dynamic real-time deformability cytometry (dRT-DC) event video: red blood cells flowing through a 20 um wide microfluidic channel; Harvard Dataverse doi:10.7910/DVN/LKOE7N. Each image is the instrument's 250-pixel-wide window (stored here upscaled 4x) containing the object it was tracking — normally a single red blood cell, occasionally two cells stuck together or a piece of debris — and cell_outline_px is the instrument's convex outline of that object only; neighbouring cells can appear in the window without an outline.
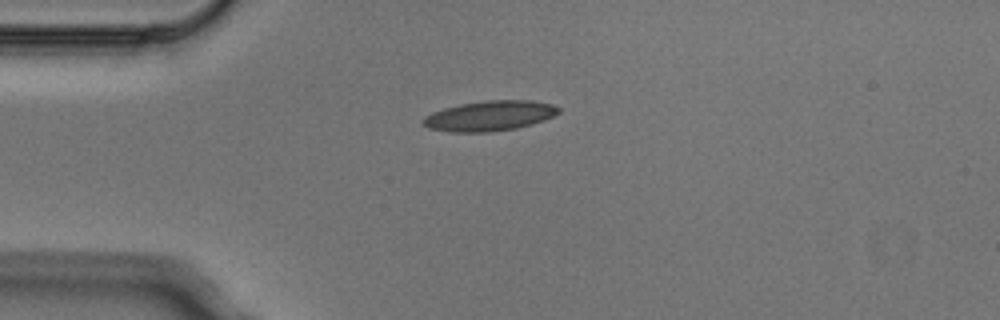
{"species": "Egyptian fruit bat (a non-hibernating species)", "species_latin": "Rousettus aegyptiacus", "temperature_condition": "cold", "stored_images_in_passage": 1, "camera_frame_rate_fps": 3000, "um_per_image_px": 0.085, "animal": {"sex": "male"}, "frame": {"image": 1, "passage_image": 1, "time_ms": 0.0, "image_size_px": [1000, 320], "cell_outline_px": [[560, 112], [544, 120], [532, 124], [516, 128], [488, 132], [448, 132], [428, 128], [420, 120], [424, 116], [432, 112], [444, 108], [460, 104], [488, 100], [528, 100], [552, 104], [560, 108]], "centroid_in_image_um": [41.59, 9.85], "position_along_channel_um": 43.4, "area_um2": 23.81}}